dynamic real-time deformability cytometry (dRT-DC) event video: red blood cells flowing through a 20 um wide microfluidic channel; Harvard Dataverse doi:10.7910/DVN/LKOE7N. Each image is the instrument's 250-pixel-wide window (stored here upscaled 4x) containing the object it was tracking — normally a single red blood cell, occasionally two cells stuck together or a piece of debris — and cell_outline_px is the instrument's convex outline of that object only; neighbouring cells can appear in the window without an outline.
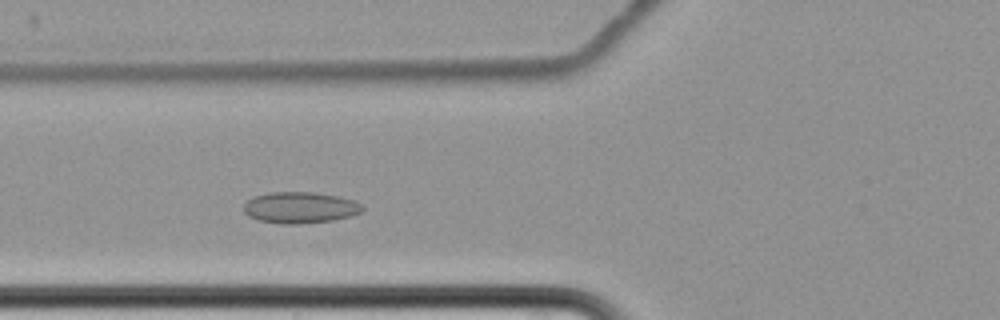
{"species": "common noctule bat (a hibernating species)", "species_latin": "Nyctalus noctula", "temperature_condition": "cold", "stored_images_in_passage": 5, "camera_frame_rate_fps": 3000, "um_per_image_px": 0.085, "animal": {"sex": "female", "body_mass_g": 22.7, "forearm_length_mm": 54.2}, "frame": {"image": 1, "passage_image": 5, "time_ms": 4.667, "image_size_px": [1000, 320], "cell_outline_px": [[364, 208], [360, 212], [352, 216], [332, 220], [296, 224], [284, 224], [260, 220], [248, 216], [244, 212], [244, 204], [248, 200], [256, 196], [268, 192], [316, 192], [340, 196], [352, 200], [360, 204]], "centroid_in_image_um": [25.51, 17.63], "position_along_channel_um": 100.3, "area_um2": 21.56}}